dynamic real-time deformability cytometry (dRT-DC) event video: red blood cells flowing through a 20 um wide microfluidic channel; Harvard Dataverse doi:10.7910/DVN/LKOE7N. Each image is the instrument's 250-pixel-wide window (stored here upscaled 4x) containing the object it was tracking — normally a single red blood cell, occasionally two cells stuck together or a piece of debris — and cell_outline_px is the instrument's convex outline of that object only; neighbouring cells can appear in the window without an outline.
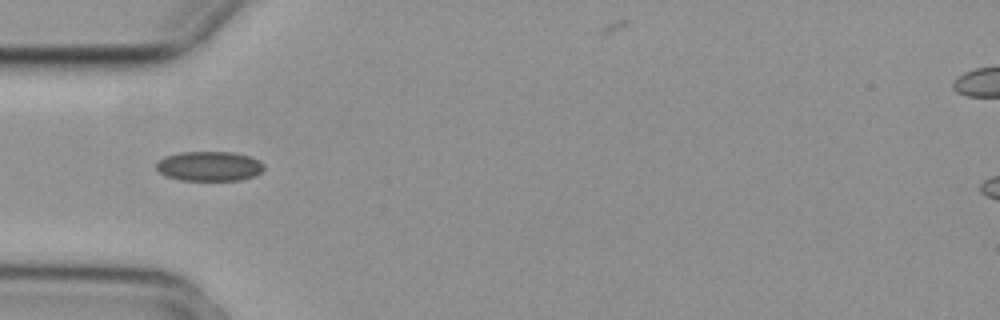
{"species": "common noctule bat (a hibernating species)", "species_latin": "Nyctalus noctula", "temperature_condition": "cold", "stored_images_in_passage": 3, "camera_frame_rate_fps": 3000, "um_per_image_px": 0.085, "animal": {"sex": "female", "body_mass_g": 29.2, "forearm_length_mm": 56.3}, "frame": {"image": 1, "passage_image": 1, "time_ms": 0.0, "image_size_px": [1000, 320], "cell_outline_px": [[264, 168], [256, 176], [240, 180], [180, 180], [168, 176], [160, 172], [156, 168], [156, 164], [164, 156], [180, 152], [232, 152], [248, 156], [260, 160], [264, 164]], "centroid_in_image_um": [17.81, 14.12], "position_along_channel_um": 67.2, "area_um2": 18.61}}
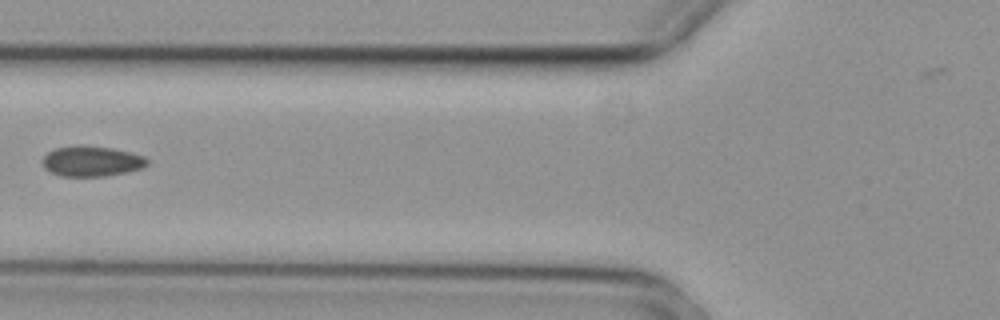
{"frame": {"image": 2, "passage_image": 2, "time_ms": 0.333, "image_size_px": [1000, 320], "cell_outline_px": [[148, 164], [144, 168], [104, 176], [60, 176], [44, 168], [44, 156], [48, 152], [56, 148], [76, 144], [80, 144], [112, 148], [132, 152], [144, 156], [148, 160]], "centroid_in_image_um": [7.81, 13.68], "position_along_channel_um": 118.0, "area_um2": 18.61}}
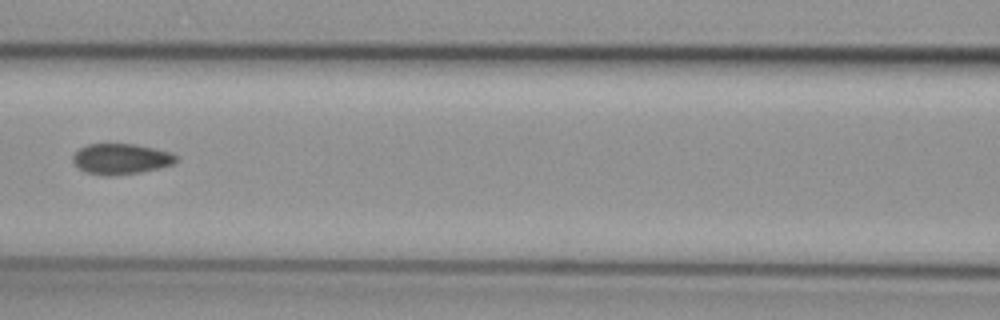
{"frame": {"image": 3, "passage_image": 3, "time_ms": 0.667, "image_size_px": [1000, 320], "cell_outline_px": [[176, 160], [172, 164], [140, 172], [116, 176], [104, 176], [84, 172], [76, 168], [72, 160], [72, 156], [80, 148], [88, 144], [136, 144], [156, 148], [172, 152], [176, 156]], "centroid_in_image_um": [10.23, 13.51], "position_along_channel_um": 156.4, "area_um2": 18.61}}